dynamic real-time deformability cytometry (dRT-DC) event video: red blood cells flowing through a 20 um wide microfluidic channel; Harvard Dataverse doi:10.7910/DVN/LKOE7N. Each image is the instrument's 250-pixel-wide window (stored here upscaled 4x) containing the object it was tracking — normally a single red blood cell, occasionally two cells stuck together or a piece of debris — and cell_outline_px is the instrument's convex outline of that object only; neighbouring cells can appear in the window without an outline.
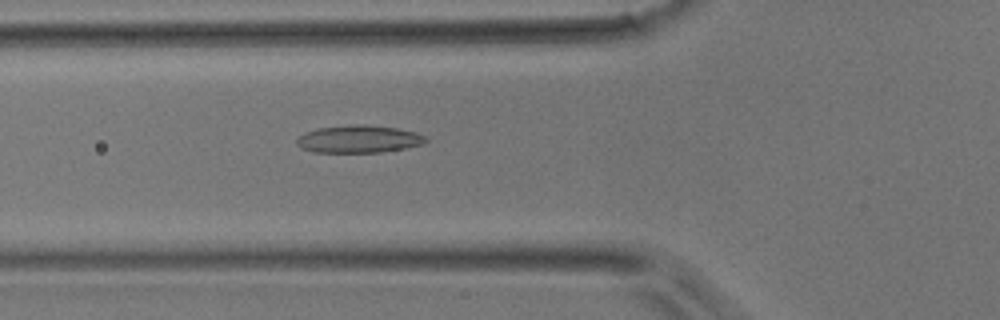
{"species": "common noctule bat (a hibernating species)", "species_latin": "Nyctalus noctula", "temperature_condition": "room temperature", "stored_images_in_passage": 48, "camera_frame_rate_fps": 3000, "um_per_image_px": 0.085, "animal": {"sex": "male", "body_mass_g": 17.9}, "frame": {"image": 1, "passage_image": 17, "time_ms": 5.333, "image_size_px": [1000, 320], "cell_outline_px": [[428, 140], [424, 144], [404, 148], [380, 152], [316, 152], [300, 148], [296, 144], [296, 140], [304, 132], [316, 128], [356, 124], [360, 124], [396, 128], [416, 132], [428, 136]], "centroid_in_image_um": [30.5, 11.82], "position_along_channel_um": 95.3, "area_um2": 20.75}}
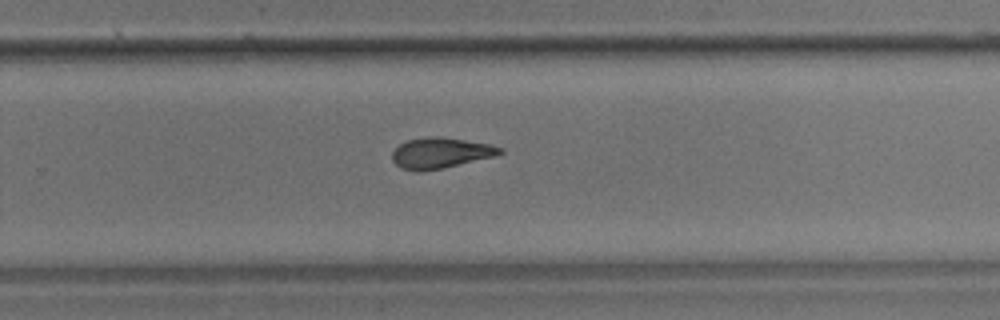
{"frame": {"image": 2, "passage_image": 31, "time_ms": 10.0, "image_size_px": [1000, 320], "cell_outline_px": [[504, 152], [496, 156], [444, 168], [420, 172], [416, 172], [400, 168], [392, 160], [392, 152], [400, 144], [408, 140], [436, 136], [440, 136], [488, 144], [504, 148]], "centroid_in_image_um": [37.45, 13.02], "position_along_channel_um": 292.4, "area_um2": 19.31}}
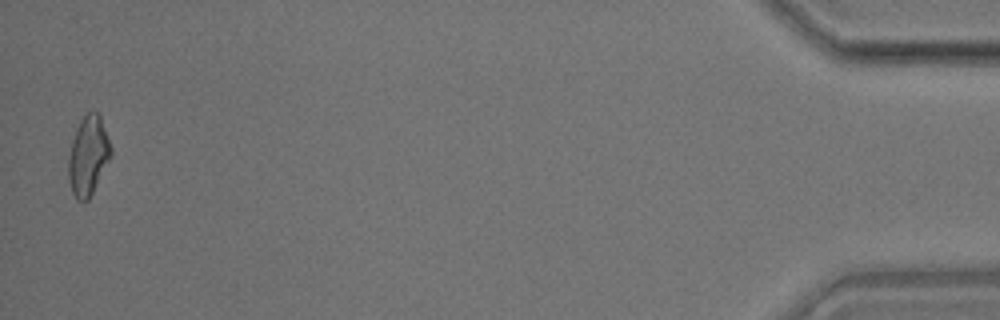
{"frame": {"image": 3, "passage_image": 47, "time_ms": 15.333, "image_size_px": [1000, 320], "cell_outline_px": [[112, 156], [88, 200], [76, 200], [72, 192], [68, 180], [68, 156], [72, 140], [76, 128], [80, 120], [88, 112], [96, 112], [100, 116], [112, 148]], "centroid_in_image_um": [7.49, 13.24], "position_along_channel_um": 427.7, "area_um2": 19.59}}